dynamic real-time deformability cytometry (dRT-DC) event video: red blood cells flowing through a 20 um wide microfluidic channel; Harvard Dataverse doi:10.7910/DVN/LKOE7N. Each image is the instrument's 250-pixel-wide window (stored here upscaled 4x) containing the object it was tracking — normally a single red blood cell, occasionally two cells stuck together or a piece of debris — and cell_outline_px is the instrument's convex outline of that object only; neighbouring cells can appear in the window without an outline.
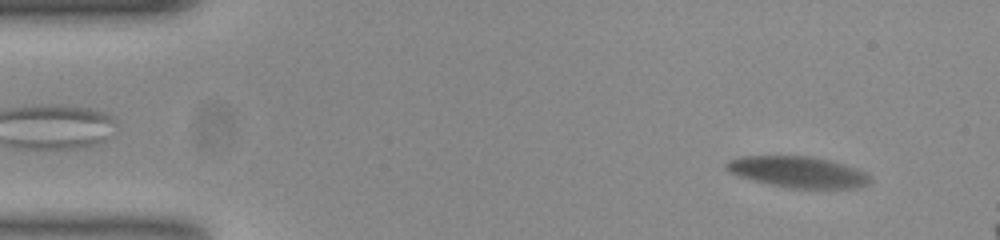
{"species": "common noctule bat (a hibernating species)", "species_latin": "Nyctalus noctula", "temperature_condition": "room temperature", "stored_images_in_passage": 16, "camera_frame_rate_fps": 3000, "um_per_image_px": 0.085, "animal": {"sex": "female", "body_mass_g": 23.0, "forearm_length_mm": 53.4}, "frame": {"image": 1, "passage_image": 5, "time_ms": 1.333, "image_size_px": [1000, 240], "cell_outline_px": [[872, 180], [868, 184], [856, 188], [792, 188], [772, 184], [740, 176], [728, 172], [724, 168], [724, 164], [728, 160], [744, 156], [808, 156], [828, 160], [856, 168], [872, 176]], "centroid_in_image_um": [67.84, 14.61], "position_along_channel_um": 17.2, "area_um2": 25.84}}